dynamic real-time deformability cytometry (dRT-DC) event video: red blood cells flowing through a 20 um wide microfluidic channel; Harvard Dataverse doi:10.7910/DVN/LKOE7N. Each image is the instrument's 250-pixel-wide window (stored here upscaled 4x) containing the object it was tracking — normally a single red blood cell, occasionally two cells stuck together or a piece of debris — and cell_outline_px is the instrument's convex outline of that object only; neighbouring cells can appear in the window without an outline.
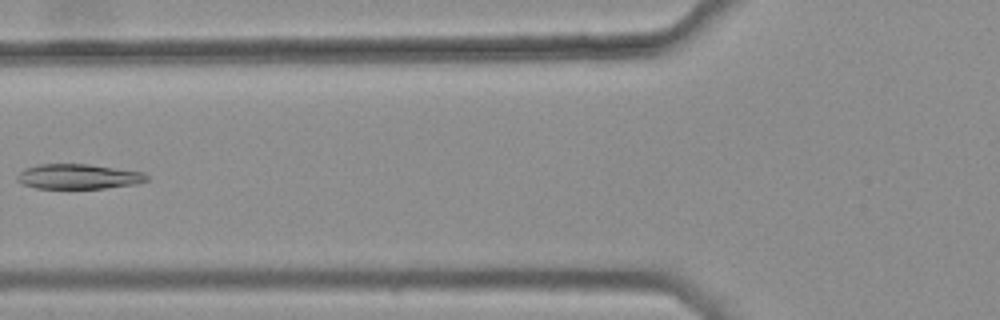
{"species": "common noctule bat (a hibernating species)", "species_latin": "Nyctalus noctula", "temperature_condition": "warm", "stored_images_in_passage": 5, "camera_frame_rate_fps": 3000, "um_per_image_px": 0.085, "animal": {"sex": "female", "body_mass_g": 25.1}, "frame": {"image": 1, "passage_image": 4, "time_ms": 1.0, "image_size_px": [1000, 320], "cell_outline_px": [[148, 180], [136, 184], [104, 188], [36, 188], [24, 184], [16, 180], [16, 176], [24, 168], [36, 164], [88, 164], [144, 172], [148, 176]], "centroid_in_image_um": [6.65, 15.0], "position_along_channel_um": 119.1, "area_um2": 18.84}}
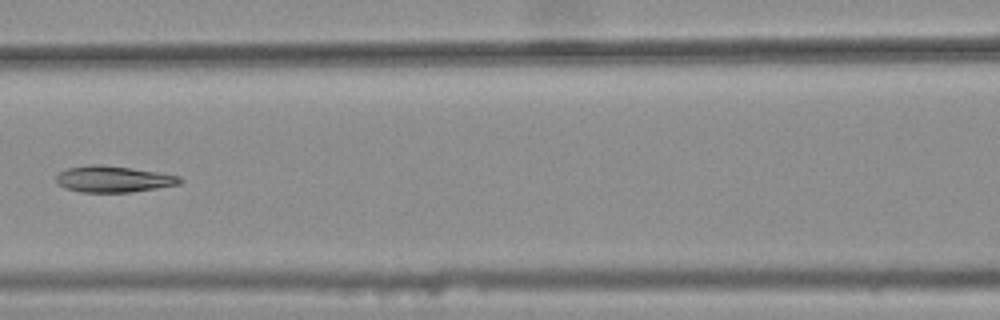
{"frame": {"image": 2, "passage_image": 5, "time_ms": 1.333, "image_size_px": [1000, 320], "cell_outline_px": [[184, 180], [180, 184], [132, 192], [80, 192], [64, 188], [56, 184], [56, 176], [60, 172], [68, 168], [88, 164], [100, 164], [132, 168], [180, 176]], "centroid_in_image_um": [9.61, 15.22], "position_along_channel_um": 157.0, "area_um2": 19.07}}